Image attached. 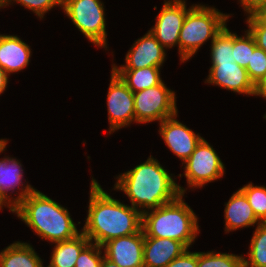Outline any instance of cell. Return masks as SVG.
<instances>
[{
	"instance_id": "cell-1",
	"label": "cell",
	"mask_w": 266,
	"mask_h": 267,
	"mask_svg": "<svg viewBox=\"0 0 266 267\" xmlns=\"http://www.w3.org/2000/svg\"><path fill=\"white\" fill-rule=\"evenodd\" d=\"M90 189L88 215L82 228L90 242L102 246L111 239L142 229V212L137 208L112 198L93 178Z\"/></svg>"
},
{
	"instance_id": "cell-2",
	"label": "cell",
	"mask_w": 266,
	"mask_h": 267,
	"mask_svg": "<svg viewBox=\"0 0 266 267\" xmlns=\"http://www.w3.org/2000/svg\"><path fill=\"white\" fill-rule=\"evenodd\" d=\"M18 189L21 192L12 198V213L17 214L42 239L56 243L80 234L66 208L31 185Z\"/></svg>"
},
{
	"instance_id": "cell-3",
	"label": "cell",
	"mask_w": 266,
	"mask_h": 267,
	"mask_svg": "<svg viewBox=\"0 0 266 267\" xmlns=\"http://www.w3.org/2000/svg\"><path fill=\"white\" fill-rule=\"evenodd\" d=\"M117 178L114 189L124 191L131 206L139 207L140 212H144V208L149 210L170 203L186 191L152 156Z\"/></svg>"
},
{
	"instance_id": "cell-4",
	"label": "cell",
	"mask_w": 266,
	"mask_h": 267,
	"mask_svg": "<svg viewBox=\"0 0 266 267\" xmlns=\"http://www.w3.org/2000/svg\"><path fill=\"white\" fill-rule=\"evenodd\" d=\"M180 194L174 201L158 208L144 209V237L169 238L182 242L188 249L199 233L198 218Z\"/></svg>"
},
{
	"instance_id": "cell-5",
	"label": "cell",
	"mask_w": 266,
	"mask_h": 267,
	"mask_svg": "<svg viewBox=\"0 0 266 267\" xmlns=\"http://www.w3.org/2000/svg\"><path fill=\"white\" fill-rule=\"evenodd\" d=\"M229 16L212 7L194 5L187 12L179 33L181 62L190 59L208 39L213 41L226 26Z\"/></svg>"
},
{
	"instance_id": "cell-6",
	"label": "cell",
	"mask_w": 266,
	"mask_h": 267,
	"mask_svg": "<svg viewBox=\"0 0 266 267\" xmlns=\"http://www.w3.org/2000/svg\"><path fill=\"white\" fill-rule=\"evenodd\" d=\"M103 5L100 0H63L62 9L90 42L107 48Z\"/></svg>"
},
{
	"instance_id": "cell-7",
	"label": "cell",
	"mask_w": 266,
	"mask_h": 267,
	"mask_svg": "<svg viewBox=\"0 0 266 267\" xmlns=\"http://www.w3.org/2000/svg\"><path fill=\"white\" fill-rule=\"evenodd\" d=\"M135 122L149 123L177 115L175 92L168 89L162 82L133 93Z\"/></svg>"
},
{
	"instance_id": "cell-8",
	"label": "cell",
	"mask_w": 266,
	"mask_h": 267,
	"mask_svg": "<svg viewBox=\"0 0 266 267\" xmlns=\"http://www.w3.org/2000/svg\"><path fill=\"white\" fill-rule=\"evenodd\" d=\"M184 175L188 187L200 188L208 182L221 178L224 174V164L210 144L202 138L194 152L183 163Z\"/></svg>"
},
{
	"instance_id": "cell-9",
	"label": "cell",
	"mask_w": 266,
	"mask_h": 267,
	"mask_svg": "<svg viewBox=\"0 0 266 267\" xmlns=\"http://www.w3.org/2000/svg\"><path fill=\"white\" fill-rule=\"evenodd\" d=\"M111 72L107 95L110 134L117 129L129 126L132 121L135 122L133 92L113 70Z\"/></svg>"
},
{
	"instance_id": "cell-10",
	"label": "cell",
	"mask_w": 266,
	"mask_h": 267,
	"mask_svg": "<svg viewBox=\"0 0 266 267\" xmlns=\"http://www.w3.org/2000/svg\"><path fill=\"white\" fill-rule=\"evenodd\" d=\"M184 0H167L156 17V24L149 31L166 48H172L179 42V33L187 12Z\"/></svg>"
},
{
	"instance_id": "cell-11",
	"label": "cell",
	"mask_w": 266,
	"mask_h": 267,
	"mask_svg": "<svg viewBox=\"0 0 266 267\" xmlns=\"http://www.w3.org/2000/svg\"><path fill=\"white\" fill-rule=\"evenodd\" d=\"M104 257L119 267H144V232L114 238L102 245Z\"/></svg>"
},
{
	"instance_id": "cell-12",
	"label": "cell",
	"mask_w": 266,
	"mask_h": 267,
	"mask_svg": "<svg viewBox=\"0 0 266 267\" xmlns=\"http://www.w3.org/2000/svg\"><path fill=\"white\" fill-rule=\"evenodd\" d=\"M176 117L174 115L160 122L159 133L168 148L184 163L203 137L177 121Z\"/></svg>"
},
{
	"instance_id": "cell-13",
	"label": "cell",
	"mask_w": 266,
	"mask_h": 267,
	"mask_svg": "<svg viewBox=\"0 0 266 267\" xmlns=\"http://www.w3.org/2000/svg\"><path fill=\"white\" fill-rule=\"evenodd\" d=\"M165 49L148 31L143 37L135 41V44L126 54V64L112 69H140L145 67H161L165 61Z\"/></svg>"
},
{
	"instance_id": "cell-14",
	"label": "cell",
	"mask_w": 266,
	"mask_h": 267,
	"mask_svg": "<svg viewBox=\"0 0 266 267\" xmlns=\"http://www.w3.org/2000/svg\"><path fill=\"white\" fill-rule=\"evenodd\" d=\"M205 83L219 85L239 94H255V85L250 80L246 68L236 62L212 63Z\"/></svg>"
},
{
	"instance_id": "cell-15",
	"label": "cell",
	"mask_w": 266,
	"mask_h": 267,
	"mask_svg": "<svg viewBox=\"0 0 266 267\" xmlns=\"http://www.w3.org/2000/svg\"><path fill=\"white\" fill-rule=\"evenodd\" d=\"M187 249L182 242L174 239L144 237V267H166Z\"/></svg>"
},
{
	"instance_id": "cell-16",
	"label": "cell",
	"mask_w": 266,
	"mask_h": 267,
	"mask_svg": "<svg viewBox=\"0 0 266 267\" xmlns=\"http://www.w3.org/2000/svg\"><path fill=\"white\" fill-rule=\"evenodd\" d=\"M30 56L29 45L19 37L0 34V66L8 75L28 66Z\"/></svg>"
},
{
	"instance_id": "cell-17",
	"label": "cell",
	"mask_w": 266,
	"mask_h": 267,
	"mask_svg": "<svg viewBox=\"0 0 266 267\" xmlns=\"http://www.w3.org/2000/svg\"><path fill=\"white\" fill-rule=\"evenodd\" d=\"M225 231H235L236 229L254 226L262 223L255 215L245 194L239 189L225 204Z\"/></svg>"
},
{
	"instance_id": "cell-18",
	"label": "cell",
	"mask_w": 266,
	"mask_h": 267,
	"mask_svg": "<svg viewBox=\"0 0 266 267\" xmlns=\"http://www.w3.org/2000/svg\"><path fill=\"white\" fill-rule=\"evenodd\" d=\"M7 140L0 139V153L6 148ZM23 169L20 162L14 158L5 157L0 160V199L7 204L9 210L12 211V199L9 195L8 190L14 191L16 187L22 184L23 179Z\"/></svg>"
},
{
	"instance_id": "cell-19",
	"label": "cell",
	"mask_w": 266,
	"mask_h": 267,
	"mask_svg": "<svg viewBox=\"0 0 266 267\" xmlns=\"http://www.w3.org/2000/svg\"><path fill=\"white\" fill-rule=\"evenodd\" d=\"M0 267H43L29 243L14 242L0 252Z\"/></svg>"
},
{
	"instance_id": "cell-20",
	"label": "cell",
	"mask_w": 266,
	"mask_h": 267,
	"mask_svg": "<svg viewBox=\"0 0 266 267\" xmlns=\"http://www.w3.org/2000/svg\"><path fill=\"white\" fill-rule=\"evenodd\" d=\"M89 242L82 232L70 240L56 242L48 267H75L80 252Z\"/></svg>"
},
{
	"instance_id": "cell-21",
	"label": "cell",
	"mask_w": 266,
	"mask_h": 267,
	"mask_svg": "<svg viewBox=\"0 0 266 267\" xmlns=\"http://www.w3.org/2000/svg\"><path fill=\"white\" fill-rule=\"evenodd\" d=\"M132 92H138L161 84L160 67L140 69H112Z\"/></svg>"
},
{
	"instance_id": "cell-22",
	"label": "cell",
	"mask_w": 266,
	"mask_h": 267,
	"mask_svg": "<svg viewBox=\"0 0 266 267\" xmlns=\"http://www.w3.org/2000/svg\"><path fill=\"white\" fill-rule=\"evenodd\" d=\"M249 248V261L243 258V267H266V223L256 227Z\"/></svg>"
},
{
	"instance_id": "cell-23",
	"label": "cell",
	"mask_w": 266,
	"mask_h": 267,
	"mask_svg": "<svg viewBox=\"0 0 266 267\" xmlns=\"http://www.w3.org/2000/svg\"><path fill=\"white\" fill-rule=\"evenodd\" d=\"M212 63H233V33L225 26L223 30L211 41Z\"/></svg>"
},
{
	"instance_id": "cell-24",
	"label": "cell",
	"mask_w": 266,
	"mask_h": 267,
	"mask_svg": "<svg viewBox=\"0 0 266 267\" xmlns=\"http://www.w3.org/2000/svg\"><path fill=\"white\" fill-rule=\"evenodd\" d=\"M243 258L229 253L197 252V267H243Z\"/></svg>"
},
{
	"instance_id": "cell-25",
	"label": "cell",
	"mask_w": 266,
	"mask_h": 267,
	"mask_svg": "<svg viewBox=\"0 0 266 267\" xmlns=\"http://www.w3.org/2000/svg\"><path fill=\"white\" fill-rule=\"evenodd\" d=\"M245 32L246 35L243 37H238L236 33H233V50L235 62L239 66L247 68L251 58V53L257 46L255 39L249 30Z\"/></svg>"
},
{
	"instance_id": "cell-26",
	"label": "cell",
	"mask_w": 266,
	"mask_h": 267,
	"mask_svg": "<svg viewBox=\"0 0 266 267\" xmlns=\"http://www.w3.org/2000/svg\"><path fill=\"white\" fill-rule=\"evenodd\" d=\"M240 190L247 197L256 217L262 223H266V187L253 186L252 183H249Z\"/></svg>"
},
{
	"instance_id": "cell-27",
	"label": "cell",
	"mask_w": 266,
	"mask_h": 267,
	"mask_svg": "<svg viewBox=\"0 0 266 267\" xmlns=\"http://www.w3.org/2000/svg\"><path fill=\"white\" fill-rule=\"evenodd\" d=\"M246 71L255 86L266 80V52L263 49L258 47L254 49Z\"/></svg>"
},
{
	"instance_id": "cell-28",
	"label": "cell",
	"mask_w": 266,
	"mask_h": 267,
	"mask_svg": "<svg viewBox=\"0 0 266 267\" xmlns=\"http://www.w3.org/2000/svg\"><path fill=\"white\" fill-rule=\"evenodd\" d=\"M102 246L89 242L80 252L75 267H101V261L104 257Z\"/></svg>"
},
{
	"instance_id": "cell-29",
	"label": "cell",
	"mask_w": 266,
	"mask_h": 267,
	"mask_svg": "<svg viewBox=\"0 0 266 267\" xmlns=\"http://www.w3.org/2000/svg\"><path fill=\"white\" fill-rule=\"evenodd\" d=\"M249 32L255 39L256 46L266 52V19L260 14L248 15L247 21Z\"/></svg>"
},
{
	"instance_id": "cell-30",
	"label": "cell",
	"mask_w": 266,
	"mask_h": 267,
	"mask_svg": "<svg viewBox=\"0 0 266 267\" xmlns=\"http://www.w3.org/2000/svg\"><path fill=\"white\" fill-rule=\"evenodd\" d=\"M2 7L9 5L12 1L20 3L22 6L32 10L40 18L44 17L47 11H50L54 6L62 7L63 0H1Z\"/></svg>"
},
{
	"instance_id": "cell-31",
	"label": "cell",
	"mask_w": 266,
	"mask_h": 267,
	"mask_svg": "<svg viewBox=\"0 0 266 267\" xmlns=\"http://www.w3.org/2000/svg\"><path fill=\"white\" fill-rule=\"evenodd\" d=\"M166 267H197V252L188 249L179 257L172 260Z\"/></svg>"
},
{
	"instance_id": "cell-32",
	"label": "cell",
	"mask_w": 266,
	"mask_h": 267,
	"mask_svg": "<svg viewBox=\"0 0 266 267\" xmlns=\"http://www.w3.org/2000/svg\"><path fill=\"white\" fill-rule=\"evenodd\" d=\"M248 15L259 13L266 7V0H239Z\"/></svg>"
},
{
	"instance_id": "cell-33",
	"label": "cell",
	"mask_w": 266,
	"mask_h": 267,
	"mask_svg": "<svg viewBox=\"0 0 266 267\" xmlns=\"http://www.w3.org/2000/svg\"><path fill=\"white\" fill-rule=\"evenodd\" d=\"M8 83V74L5 72V70L0 66V95L5 91V88H7Z\"/></svg>"
},
{
	"instance_id": "cell-34",
	"label": "cell",
	"mask_w": 266,
	"mask_h": 267,
	"mask_svg": "<svg viewBox=\"0 0 266 267\" xmlns=\"http://www.w3.org/2000/svg\"><path fill=\"white\" fill-rule=\"evenodd\" d=\"M255 96H262L266 99V80L259 82L255 86ZM266 118V115L264 116Z\"/></svg>"
},
{
	"instance_id": "cell-35",
	"label": "cell",
	"mask_w": 266,
	"mask_h": 267,
	"mask_svg": "<svg viewBox=\"0 0 266 267\" xmlns=\"http://www.w3.org/2000/svg\"><path fill=\"white\" fill-rule=\"evenodd\" d=\"M101 267H119V266L110 261L109 259H107L106 257H103L101 261Z\"/></svg>"
},
{
	"instance_id": "cell-36",
	"label": "cell",
	"mask_w": 266,
	"mask_h": 267,
	"mask_svg": "<svg viewBox=\"0 0 266 267\" xmlns=\"http://www.w3.org/2000/svg\"><path fill=\"white\" fill-rule=\"evenodd\" d=\"M266 19V7L259 12Z\"/></svg>"
},
{
	"instance_id": "cell-37",
	"label": "cell",
	"mask_w": 266,
	"mask_h": 267,
	"mask_svg": "<svg viewBox=\"0 0 266 267\" xmlns=\"http://www.w3.org/2000/svg\"><path fill=\"white\" fill-rule=\"evenodd\" d=\"M3 206H6V204L0 199V209H2Z\"/></svg>"
}]
</instances>
